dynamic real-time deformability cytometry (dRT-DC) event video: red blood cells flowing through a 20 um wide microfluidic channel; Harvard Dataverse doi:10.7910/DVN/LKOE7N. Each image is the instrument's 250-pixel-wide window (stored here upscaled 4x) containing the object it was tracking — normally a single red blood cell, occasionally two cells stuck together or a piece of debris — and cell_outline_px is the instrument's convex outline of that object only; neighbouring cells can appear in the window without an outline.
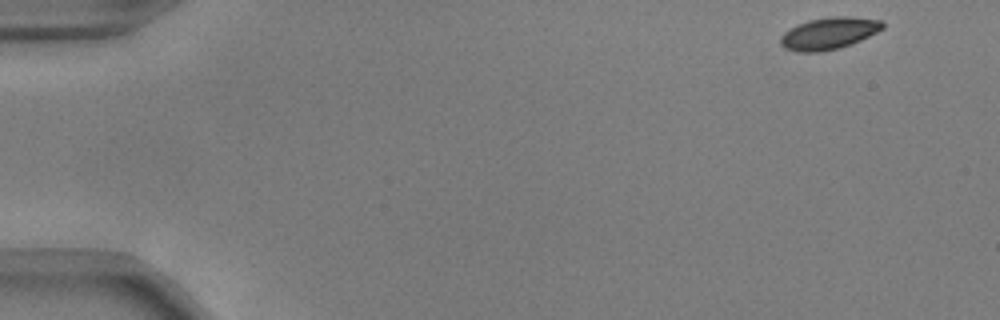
{"species": "common noctule bat (a hibernating species)", "species_latin": "Nyctalus noctula", "temperature_condition": "warm", "stored_images_in_passage": 52, "camera_frame_rate_fps": 3000, "um_per_image_px": 0.085, "animal": {"sex": "male", "body_mass_g": 17.9, "forearm_length_mm": 54.2}, "frame": {"image": 1, "passage_image": 1, "time_ms": 0.0, "image_size_px": [1000, 320], "cell_outline_px": [[884, 28], [852, 44], [840, 48], [820, 52], [796, 52], [784, 48], [780, 44], [780, 36], [784, 32], [796, 24], [808, 20], [832, 16], [848, 16], [880, 20], [884, 24]], "centroid_in_image_um": [70.41, 2.84], "position_along_channel_um": 14.6, "area_um2": 19.13}}
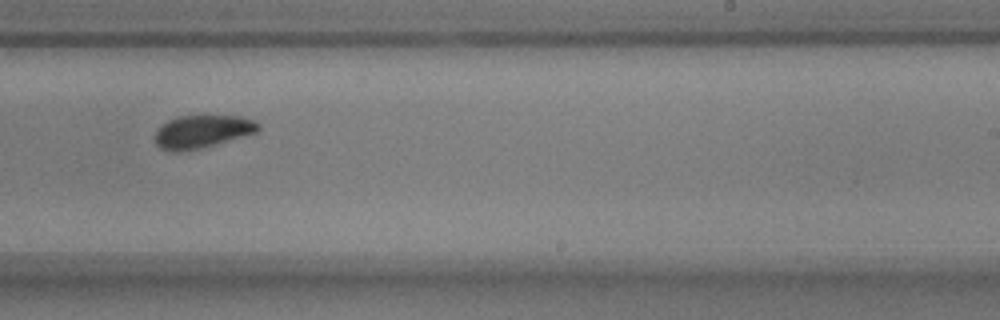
{"frame": {"image": 2, "passage_image": 32, "time_ms": 10.333, "image_size_px": [1000, 320], "cell_outline_px": [[260, 128], [256, 132], [200, 148], [180, 152], [168, 152], [160, 148], [156, 144], [156, 132], [168, 120], [176, 116], [240, 116], [252, 120], [260, 124]], "centroid_in_image_um": [17.16, 11.19], "position_along_channel_um": 271.8, "area_um2": 19.48}}
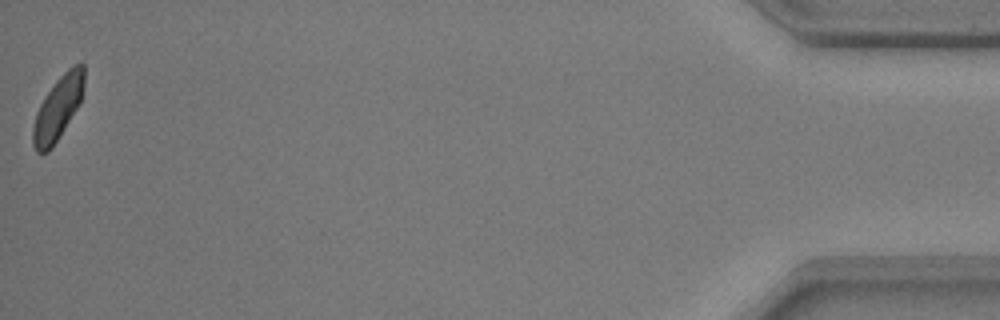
{"frame": {"image": 3, "passage_image": 52, "time_ms": 17.0, "image_size_px": [1000, 320], "cell_outline_px": [[84, 84], [80, 104], [52, 148], [48, 152], [36, 152], [32, 144], [32, 128], [36, 112], [44, 96], [56, 80], [68, 68], [76, 64], [84, 64]], "centroid_in_image_um": [4.91, 9.21], "position_along_channel_um": 430.3, "area_um2": 18.96}, "authors_computed_cell_mechanics": {"area_um2": 19.7965, "velocity_mm_per_s": 3.7073, "shape_relaxation_time_tau1_ms": 1.8485, "shape_relaxation_time_tau2_ms": null, "deformation_change_tau1": 0.0855, "deformation_change_tau2": null}}